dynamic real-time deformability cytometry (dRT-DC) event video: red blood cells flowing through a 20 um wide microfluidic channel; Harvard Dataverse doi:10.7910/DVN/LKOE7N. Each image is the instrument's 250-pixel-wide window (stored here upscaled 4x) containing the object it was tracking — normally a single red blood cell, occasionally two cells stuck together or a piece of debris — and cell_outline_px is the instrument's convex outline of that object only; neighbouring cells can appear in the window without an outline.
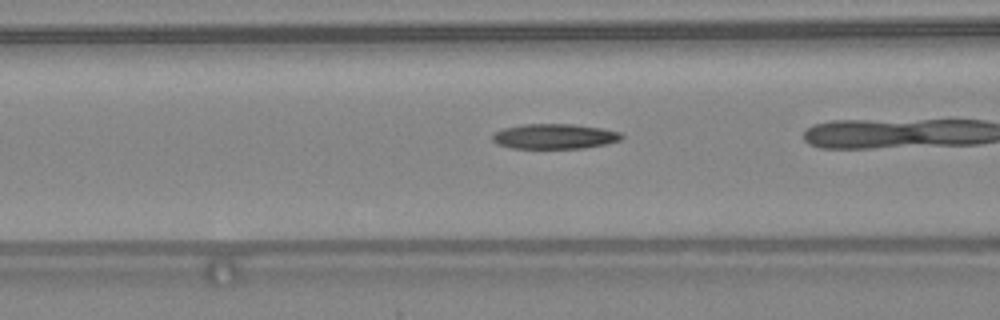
{"species": "common noctule bat (a hibernating species)", "species_latin": "Nyctalus noctula", "temperature_condition": "warm", "stored_images_in_passage": 35, "camera_frame_rate_fps": 3000, "um_per_image_px": 0.085, "animal": {"sex": "female", "body_mass_g": 24.6, "forearm_length_mm": 56.2}, "frame": {"image": 1, "passage_image": 18, "time_ms": 5.667, "image_size_px": [1000, 320], "cell_outline_px": [[624, 136], [620, 140], [604, 144], [584, 148], [512, 148], [496, 144], [492, 140], [492, 136], [496, 132], [504, 128], [524, 124], [572, 124], [600, 128], [620, 132]], "centroid_in_image_um": [47.12, 11.59], "position_along_channel_um": 119.5, "area_um2": 18.73}}